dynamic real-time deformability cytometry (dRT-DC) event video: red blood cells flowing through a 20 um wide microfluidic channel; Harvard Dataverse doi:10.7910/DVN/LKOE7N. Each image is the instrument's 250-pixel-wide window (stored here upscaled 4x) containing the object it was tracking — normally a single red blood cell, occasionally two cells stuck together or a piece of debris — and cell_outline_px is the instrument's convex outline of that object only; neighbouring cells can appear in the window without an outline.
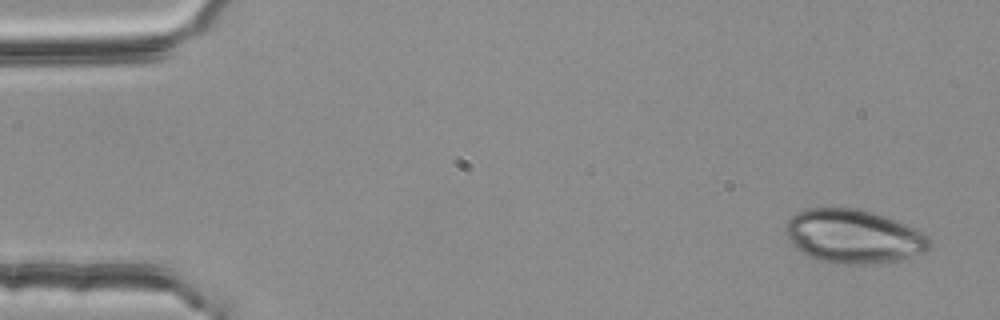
{"species": "common noctule bat (a hibernating species)", "species_latin": "Nyctalus noctula", "temperature_condition": "room temperature", "stored_images_in_passage": 4, "camera_frame_rate_fps": 3000, "um_per_image_px": 0.085, "animal": {"sex": "female", "body_mass_g": 25.1}, "frame": {"image": 1, "passage_image": 1, "time_ms": 0.0, "image_size_px": [1000, 320], "cell_outline_px": [[932, 244], [924, 252], [912, 256], [896, 260], [872, 264], [832, 264], [808, 256], [800, 252], [792, 244], [784, 232], [784, 224], [796, 212], [808, 208], [856, 208], [872, 212], [896, 220], [924, 232], [932, 240]], "centroid_in_image_um": [72.53, 20.09], "position_along_channel_um": 12.5, "area_um2": 45.43}}